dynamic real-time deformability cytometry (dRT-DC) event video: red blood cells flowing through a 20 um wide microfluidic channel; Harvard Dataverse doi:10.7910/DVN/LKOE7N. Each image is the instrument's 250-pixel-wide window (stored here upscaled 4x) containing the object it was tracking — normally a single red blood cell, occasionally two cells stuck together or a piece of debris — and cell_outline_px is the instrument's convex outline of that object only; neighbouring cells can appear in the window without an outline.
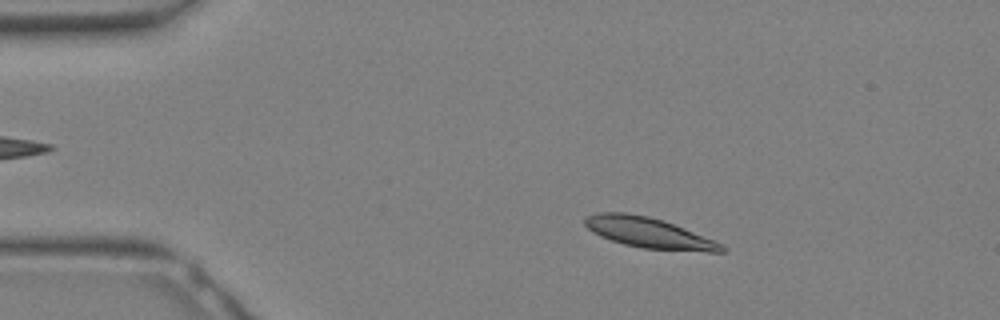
{"species": "Egyptian fruit bat (a non-hibernating species)", "species_latin": "Rousettus aegyptiacus", "temperature_condition": "warm", "stored_images_in_passage": 11, "camera_frame_rate_fps": 3000, "um_per_image_px": 0.085, "animal": {"sex": "female"}, "frame": {"image": 1, "passage_image": 5, "time_ms": 1.333, "image_size_px": [1000, 320], "cell_outline_px": [[728, 248], [724, 252], [708, 252], [644, 248], [624, 244], [600, 236], [592, 232], [584, 224], [584, 216], [596, 212], [624, 212], [648, 216], [664, 220], [684, 228], [712, 240]], "centroid_in_image_um": [55.1, 19.77], "position_along_channel_um": 29.9, "area_um2": 24.16}}
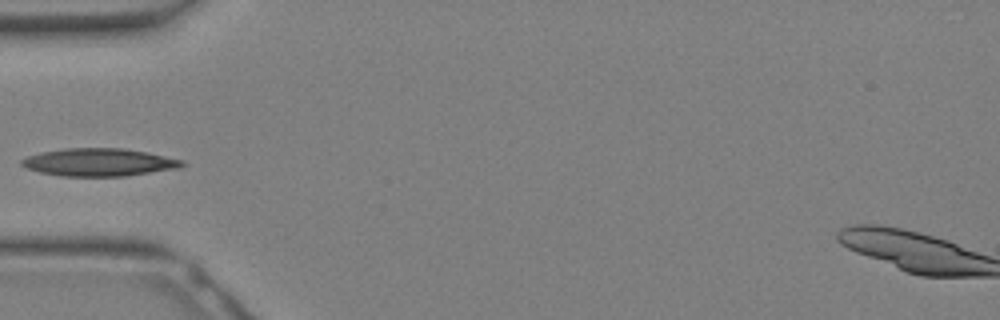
{"frame": {"image": 2, "passage_image": 10, "time_ms": 3.0, "image_size_px": [1000, 320], "cell_outline_px": [[184, 164], [180, 168], [124, 176], [60, 176], [40, 172], [28, 168], [20, 164], [20, 160], [28, 156], [40, 152], [64, 148], [124, 148], [148, 152], [184, 160]], "centroid_in_image_um": [8.42, 13.78], "position_along_channel_um": 76.6, "area_um2": 26.01}}